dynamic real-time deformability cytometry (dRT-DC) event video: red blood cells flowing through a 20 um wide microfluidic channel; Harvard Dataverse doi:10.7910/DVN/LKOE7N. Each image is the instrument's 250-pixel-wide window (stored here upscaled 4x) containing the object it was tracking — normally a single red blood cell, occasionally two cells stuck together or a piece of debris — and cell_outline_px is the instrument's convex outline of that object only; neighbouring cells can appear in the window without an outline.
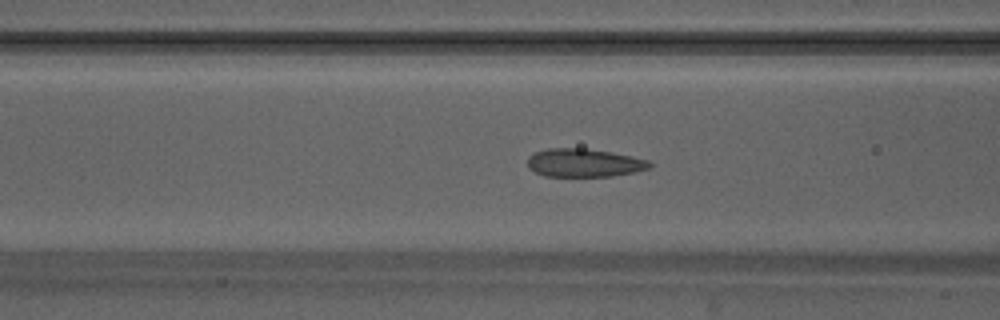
{"species": "Egyptian fruit bat (a non-hibernating species)", "species_latin": "Rousettus aegyptiacus", "temperature_condition": "warm", "stored_images_in_passage": 48, "camera_frame_rate_fps": 3000, "um_per_image_px": 0.085, "animal": {"sex": "male"}, "frame": {"image": 1, "passage_image": 19, "time_ms": 6.0, "image_size_px": [1000, 320], "cell_outline_px": [[652, 164], [648, 168], [632, 172], [612, 176], [544, 176], [528, 168], [528, 156], [536, 152], [548, 148], [584, 148], [632, 156], [648, 160]], "centroid_in_image_um": [49.61, 13.84], "position_along_channel_um": 117.0, "area_um2": 19.88}}
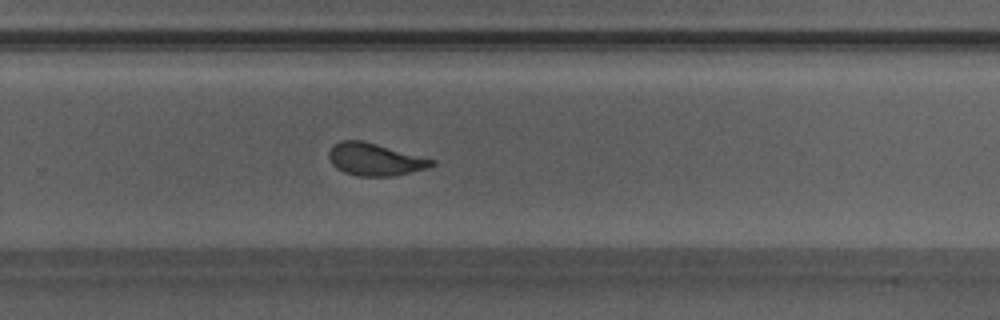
{"frame": {"image": 2, "passage_image": 32, "time_ms": 10.333, "image_size_px": [1000, 320], "cell_outline_px": [[436, 164], [424, 168], [392, 176], [360, 176], [344, 172], [336, 168], [332, 164], [328, 156], [328, 152], [340, 140], [360, 140], [376, 144], [436, 160]], "centroid_in_image_um": [31.84, 13.55], "position_along_channel_um": 298.0, "area_um2": 19.02}}
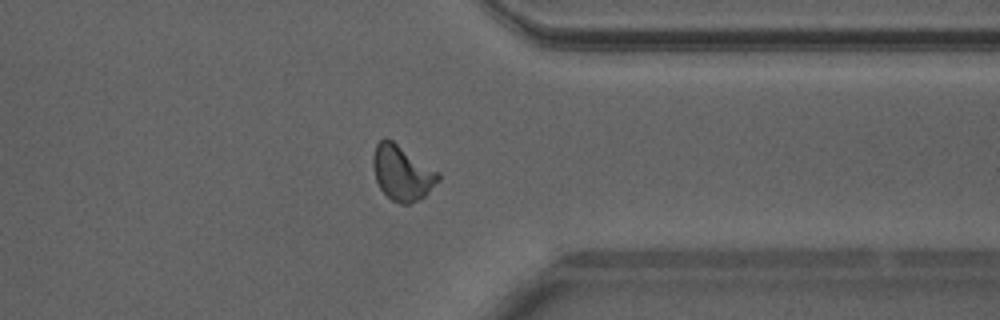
{"frame": {"image": 3, "passage_image": 38, "time_ms": 12.333, "image_size_px": [1000, 320], "cell_outline_px": [[440, 180], [424, 196], [408, 204], [400, 204], [392, 200], [380, 188], [376, 180], [372, 164], [372, 156], [376, 144], [384, 136], [392, 140], [440, 172]], "centroid_in_image_um": [34.17, 14.67], "position_along_channel_um": 377.2, "area_um2": 20.92}, "authors_computed_cell_mechanics": {"area_um2": 19.8832, "velocity_mm_per_s": 4.1855, "shape_relaxation_time_tau1_ms": 5.2001, "shape_relaxation_time_tau2_ms": 0.6906, "deformation_change_tau1": 0.1462, "deformation_change_tau2": 0.062}}